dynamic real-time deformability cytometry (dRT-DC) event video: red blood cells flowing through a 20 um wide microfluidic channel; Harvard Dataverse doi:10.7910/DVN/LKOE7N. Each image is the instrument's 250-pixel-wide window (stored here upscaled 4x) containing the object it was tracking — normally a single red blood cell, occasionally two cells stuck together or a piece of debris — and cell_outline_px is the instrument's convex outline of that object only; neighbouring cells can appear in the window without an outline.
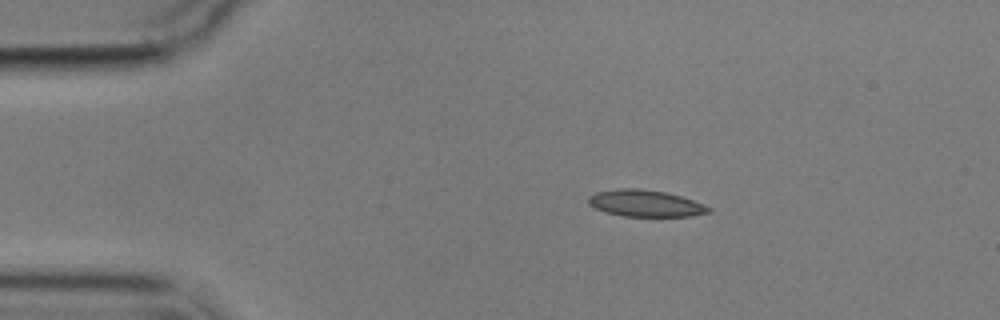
{"species": "common noctule bat (a hibernating species)", "species_latin": "Nyctalus noctula", "temperature_condition": "cold", "stored_images_in_passage": 2, "camera_frame_rate_fps": 3000, "um_per_image_px": 0.085, "animal": {"sex": "male", "body_mass_g": 17.9}, "frame": {"image": 1, "passage_image": 1, "time_ms": 0.0, "image_size_px": [1000, 320], "cell_outline_px": [[712, 212], [688, 216], [624, 216], [604, 212], [588, 204], [588, 196], [596, 192], [616, 188], [640, 188], [668, 192], [692, 200], [712, 208]], "centroid_in_image_um": [54.83, 17.27], "position_along_channel_um": 30.2, "area_um2": 18.79}}